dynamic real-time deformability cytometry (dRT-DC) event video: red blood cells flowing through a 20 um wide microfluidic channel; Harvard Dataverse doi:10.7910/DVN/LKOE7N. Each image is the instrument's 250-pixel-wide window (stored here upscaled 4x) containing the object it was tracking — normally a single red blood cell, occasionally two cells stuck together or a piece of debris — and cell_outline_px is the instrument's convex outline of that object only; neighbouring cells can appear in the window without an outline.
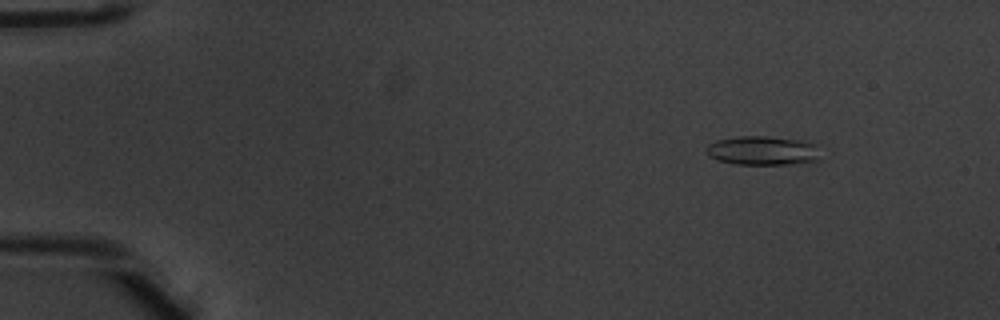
{"species": "common noctule bat (a hibernating species)", "species_latin": "Nyctalus noctula", "temperature_condition": "warm", "stored_images_in_passage": 5, "camera_frame_rate_fps": 3000, "um_per_image_px": 0.085, "animal": {"sex": "male", "body_mass_g": 20.1, "forearm_length_mm": 53.5}, "frame": {"image": 1, "passage_image": 2, "time_ms": 0.333, "image_size_px": [1000, 320], "cell_outline_px": [[820, 160], [784, 164], [732, 164], [716, 160], [708, 156], [704, 148], [708, 144], [716, 140], [740, 136], [768, 136], [800, 140], [816, 144]], "centroid_in_image_um": [64.76, 12.8], "position_along_channel_um": 20.2, "area_um2": 19.42}}